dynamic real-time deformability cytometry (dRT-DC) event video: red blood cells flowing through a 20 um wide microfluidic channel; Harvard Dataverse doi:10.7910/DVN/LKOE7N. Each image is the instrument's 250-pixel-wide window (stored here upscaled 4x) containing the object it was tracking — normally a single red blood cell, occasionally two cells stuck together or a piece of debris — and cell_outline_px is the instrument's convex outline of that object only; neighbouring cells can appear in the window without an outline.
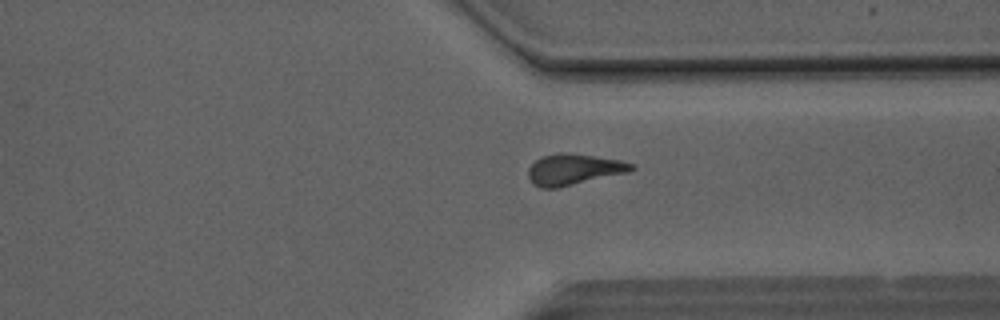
{"species": "Egyptian fruit bat (a non-hibernating species)", "species_latin": "Rousettus aegyptiacus", "temperature_condition": "room temperature", "stored_images_in_passage": 36, "camera_frame_rate_fps": 3000, "um_per_image_px": 0.085, "animal": {"sex": "male"}, "frame": {"image": 1, "passage_image": 24, "time_ms": 7.667, "image_size_px": [1000, 320], "cell_outline_px": [[636, 168], [628, 172], [556, 188], [540, 188], [532, 184], [528, 176], [528, 168], [540, 156], [560, 152], [568, 152], [620, 160], [632, 164]], "centroid_in_image_um": [48.72, 14.39], "position_along_channel_um": 362.7, "area_um2": 18.61}}
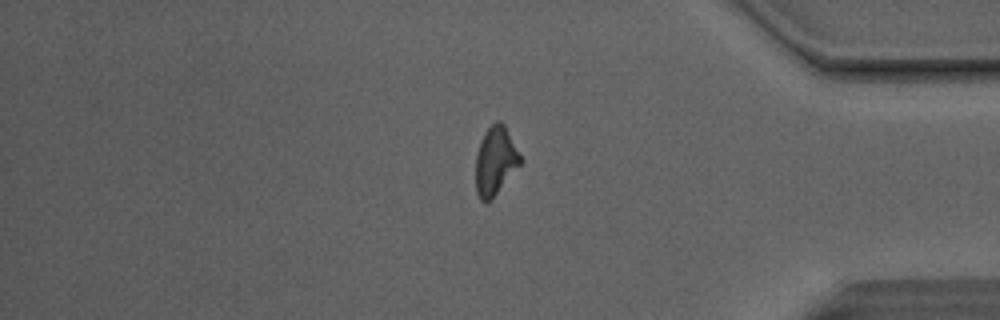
{"frame": {"image": 2, "passage_image": 28, "time_ms": 9.0, "image_size_px": [1000, 320], "cell_outline_px": [[524, 160], [496, 192], [484, 204], [480, 200], [476, 192], [476, 156], [484, 132], [496, 120], [500, 120], [504, 124]], "centroid_in_image_um": [42.11, 13.64], "position_along_channel_um": 393.1, "area_um2": 17.51}}
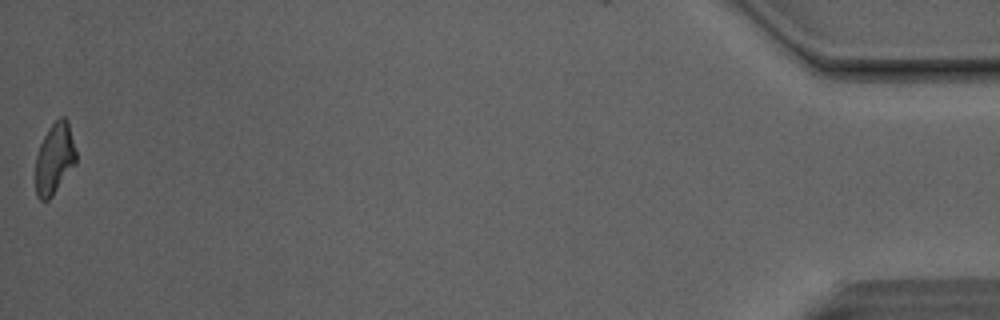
{"frame": {"image": 3, "passage_image": 36, "time_ms": 11.667, "image_size_px": [1000, 320], "cell_outline_px": [[76, 164], [52, 196], [48, 200], [40, 200], [36, 196], [36, 156], [40, 144], [48, 128], [60, 116], [64, 116], [68, 120], [76, 152]], "centroid_in_image_um": [4.64, 13.48], "position_along_channel_um": 430.6, "area_um2": 16.82}, "authors_computed_cell_mechanics": {"area_um2": 18.0625, "velocity_mm_per_s": 4.1618, "shape_relaxation_time_tau1_ms": null, "shape_relaxation_time_tau2_ms": 5.0939, "deformation_change_tau1": null, "deformation_change_tau2": 0.1403}}